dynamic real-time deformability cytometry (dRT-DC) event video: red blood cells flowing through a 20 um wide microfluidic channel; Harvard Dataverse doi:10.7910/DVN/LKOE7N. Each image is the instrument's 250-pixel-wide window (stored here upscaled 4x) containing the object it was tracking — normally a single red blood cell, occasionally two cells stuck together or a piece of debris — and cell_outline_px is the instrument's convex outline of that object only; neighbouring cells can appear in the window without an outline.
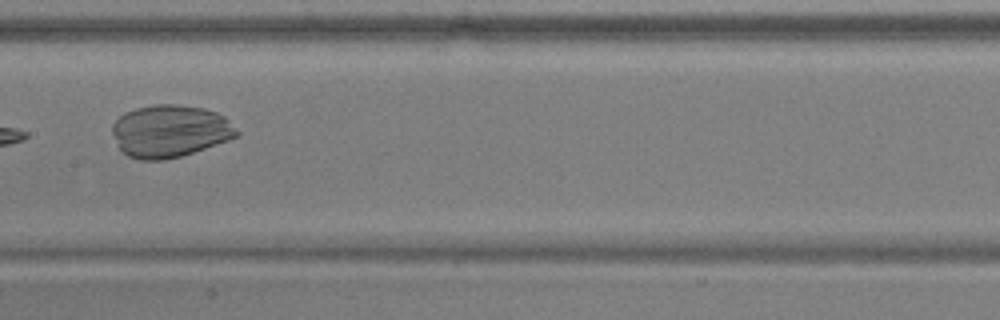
{"species": "common noctule bat (a hibernating species)", "species_latin": "Nyctalus noctula", "temperature_condition": "warm", "stored_images_in_passage": 10, "camera_frame_rate_fps": 3000, "um_per_image_px": 0.085, "animal": {"sex": "male", "body_mass_g": 17.9, "forearm_length_mm": 54.2}, "frame": {"image": 1, "passage_image": 7, "time_ms": 2.0, "image_size_px": [1000, 320], "cell_outline_px": [[240, 132], [236, 136], [228, 140], [180, 156], [164, 160], [140, 160], [128, 156], [120, 148], [112, 132], [112, 124], [124, 112], [136, 108], [156, 104], [176, 104], [204, 108], [216, 112], [224, 116]], "centroid_in_image_um": [14.44, 11.13], "position_along_channel_um": 193.0, "area_um2": 37.74}}
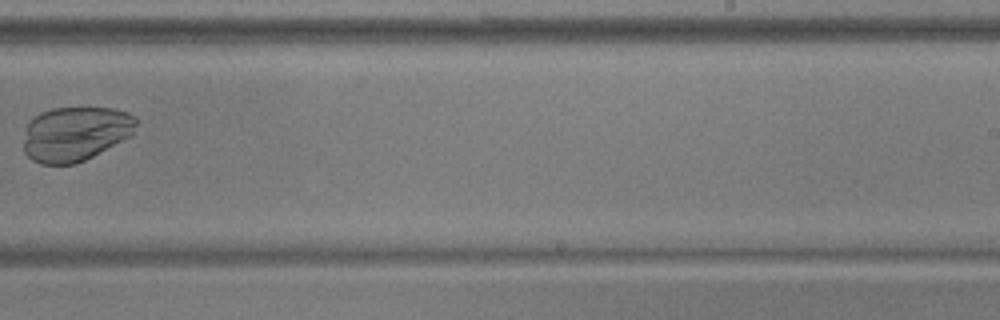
{"frame": {"image": 2, "passage_image": 9, "time_ms": 2.667, "image_size_px": [1000, 320], "cell_outline_px": [[140, 120], [132, 136], [76, 164], [40, 164], [32, 160], [24, 152], [24, 140], [28, 120], [40, 112], [52, 108], [112, 108], [128, 112], [136, 116]], "centroid_in_image_um": [6.44, 11.36], "position_along_channel_um": 282.6, "area_um2": 36.24}}